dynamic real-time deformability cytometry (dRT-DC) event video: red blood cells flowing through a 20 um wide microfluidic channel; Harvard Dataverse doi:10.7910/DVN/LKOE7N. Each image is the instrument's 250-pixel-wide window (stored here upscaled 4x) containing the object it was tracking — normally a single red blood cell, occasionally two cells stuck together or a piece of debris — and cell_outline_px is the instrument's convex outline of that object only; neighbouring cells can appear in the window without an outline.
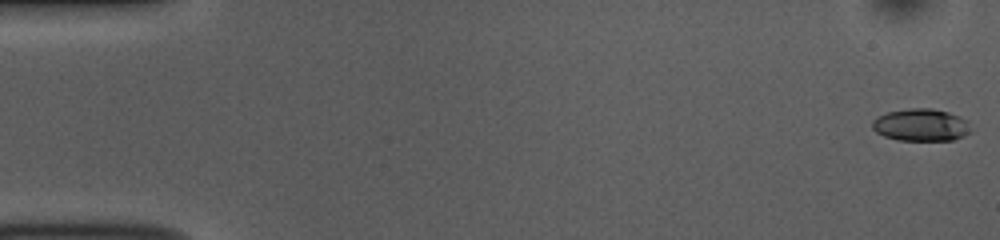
{"species": "common noctule bat (a hibernating species)", "species_latin": "Nyctalus noctula", "temperature_condition": "room temperature", "stored_images_in_passage": 46, "camera_frame_rate_fps": 3000, "um_per_image_px": 0.085, "animal": {"sex": "female", "body_mass_g": 10.0, "forearm_length_mm": 53.1}, "frame": {"image": 1, "passage_image": 1, "time_ms": 0.0, "image_size_px": [1000, 240], "cell_outline_px": [[972, 132], [964, 136], [952, 140], [896, 140], [884, 136], [876, 132], [872, 128], [872, 120], [876, 116], [888, 112], [912, 108], [932, 108], [948, 112], [960, 116], [968, 120]], "centroid_in_image_um": [78.3, 10.62], "position_along_channel_um": 6.7, "area_um2": 18.79}}
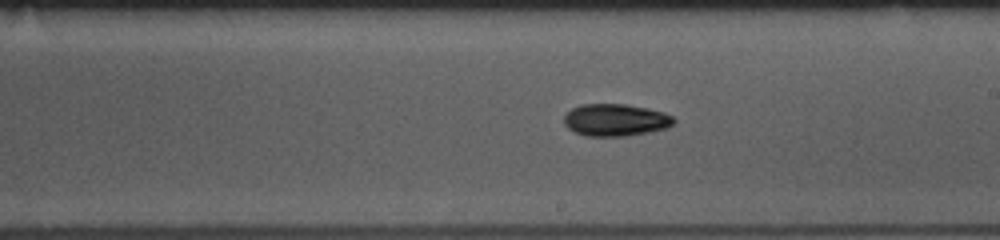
{"frame": {"image": 2, "passage_image": 30, "time_ms": 9.667, "image_size_px": [1000, 240], "cell_outline_px": [[676, 120], [672, 124], [664, 128], [648, 132], [624, 136], [584, 136], [568, 128], [564, 124], [564, 116], [572, 108], [580, 104], [624, 104], [648, 108], [664, 112], [672, 116]], "centroid_in_image_um": [52.29, 10.19], "position_along_channel_um": 236.7, "area_um2": 20.52}}
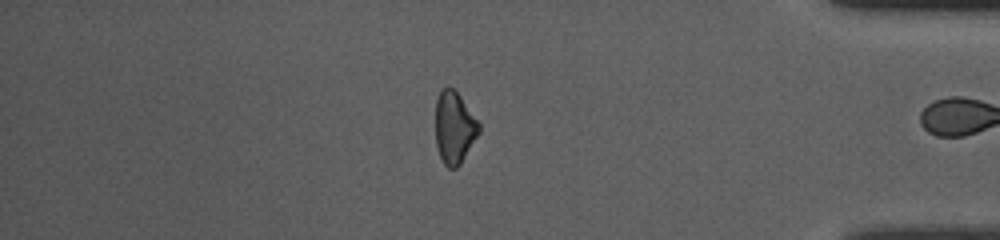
{"frame": {"image": 3, "passage_image": 45, "time_ms": 14.667, "image_size_px": [1000, 240], "cell_outline_px": [[480, 132], [460, 164], [456, 168], [448, 168], [444, 164], [440, 156], [436, 144], [436, 100], [440, 92], [444, 88], [452, 88], [460, 96], [480, 124]], "centroid_in_image_um": [38.62, 10.87], "position_along_channel_um": 396.6, "area_um2": 17.98}, "authors_computed_cell_mechanics": {"area_um2": 19.4497, "velocity_mm_per_s": 3.8304, "shape_relaxation_time_tau1_ms": 4.7568, "shape_relaxation_time_tau2_ms": null, "deformation_change_tau1": 0.1233, "deformation_change_tau2": null}}